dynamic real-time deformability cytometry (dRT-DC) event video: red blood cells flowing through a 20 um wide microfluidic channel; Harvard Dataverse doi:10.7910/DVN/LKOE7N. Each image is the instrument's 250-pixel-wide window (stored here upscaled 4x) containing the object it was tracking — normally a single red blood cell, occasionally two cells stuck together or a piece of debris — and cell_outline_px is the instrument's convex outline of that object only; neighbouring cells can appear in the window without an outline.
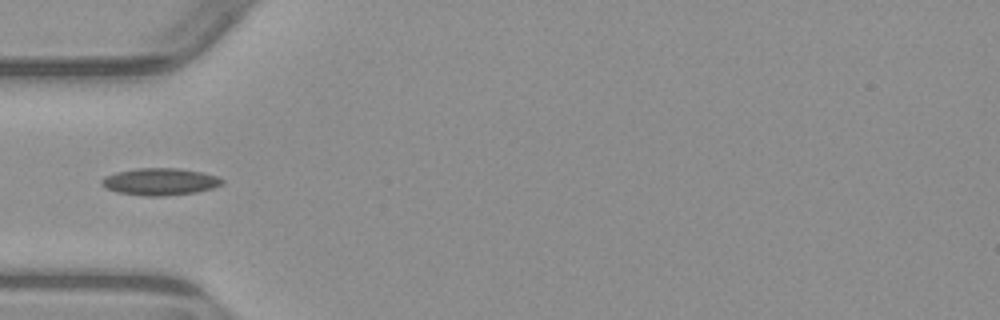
{"species": "common noctule bat (a hibernating species)", "species_latin": "Nyctalus noctula", "temperature_condition": "warm", "stored_images_in_passage": 4, "camera_frame_rate_fps": 3000, "um_per_image_px": 0.085, "animal": {"sex": "male", "body_mass_g": 23.1, "forearm_length_mm": 52.7}, "frame": {"image": 1, "passage_image": 3, "time_ms": 3.333, "image_size_px": [1000, 320], "cell_outline_px": [[224, 184], [212, 188], [196, 192], [164, 196], [148, 196], [120, 192], [108, 188], [100, 184], [100, 180], [104, 176], [116, 172], [136, 168], [180, 168], [200, 172], [216, 176], [224, 180]], "centroid_in_image_um": [13.61, 15.43], "position_along_channel_um": 71.4, "area_um2": 18.9}}
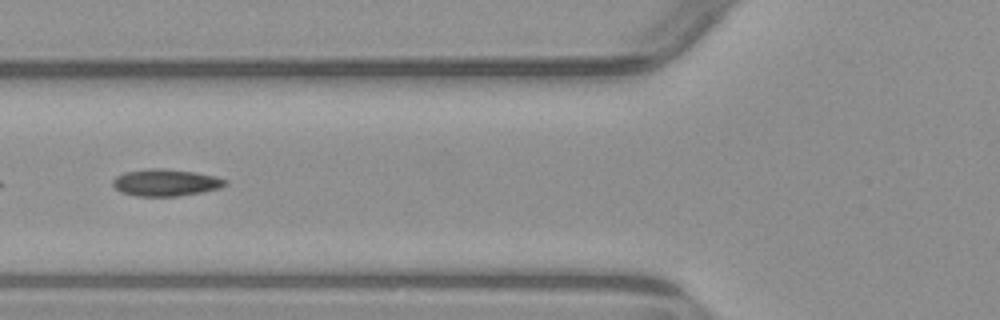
{"frame": {"image": 2, "passage_image": 4, "time_ms": 4.333, "image_size_px": [1000, 320], "cell_outline_px": [[228, 184], [220, 188], [200, 192], [176, 196], [136, 196], [124, 192], [116, 188], [112, 184], [112, 180], [116, 176], [124, 172], [148, 168], [164, 168], [196, 172], [216, 176], [228, 180]], "centroid_in_image_um": [14.11, 15.5], "position_along_channel_um": 111.7, "area_um2": 17.69}}